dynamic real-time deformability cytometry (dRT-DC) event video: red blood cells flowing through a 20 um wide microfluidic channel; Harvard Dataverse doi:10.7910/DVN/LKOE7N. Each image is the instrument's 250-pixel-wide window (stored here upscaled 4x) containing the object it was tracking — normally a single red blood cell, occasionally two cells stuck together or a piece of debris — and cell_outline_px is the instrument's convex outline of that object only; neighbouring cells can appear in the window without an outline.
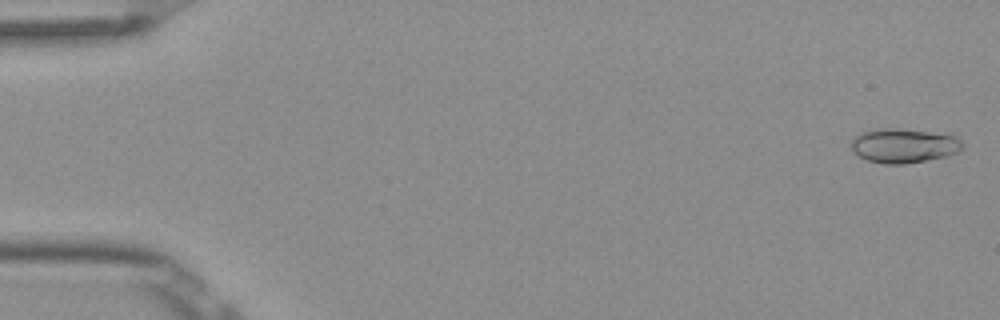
{"species": "Egyptian fruit bat (a non-hibernating species)", "species_latin": "Rousettus aegyptiacus", "temperature_condition": "room temperature", "stored_images_in_passage": 9, "camera_frame_rate_fps": 3000, "um_per_image_px": 0.085, "frame": {"image": 1, "passage_image": 1, "time_ms": 0.0, "image_size_px": [1000, 320], "cell_outline_px": [[964, 148], [960, 152], [948, 156], [928, 160], [904, 164], [884, 164], [868, 160], [852, 152], [852, 140], [860, 132], [872, 128], [896, 128], [952, 136], [960, 140], [964, 144]], "centroid_in_image_um": [76.8, 12.39], "position_along_channel_um": 8.2, "area_um2": 22.25}}
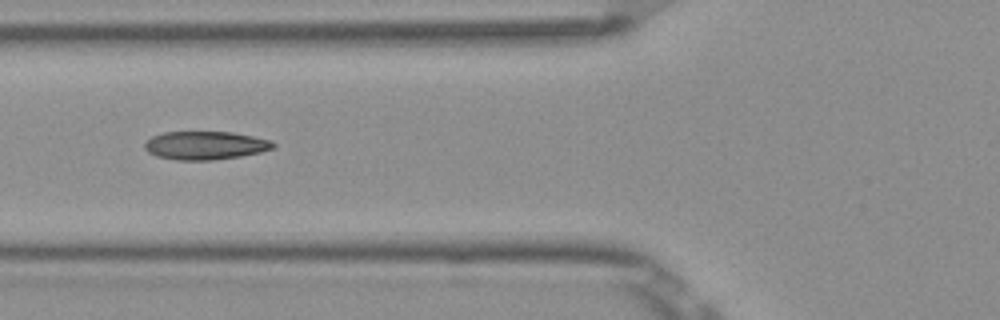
{"frame": {"image": 2, "passage_image": 6, "time_ms": 1.667, "image_size_px": [1000, 320], "cell_outline_px": [[276, 144], [272, 148], [260, 152], [240, 156], [212, 160], [176, 160], [156, 156], [148, 152], [144, 148], [144, 144], [152, 136], [164, 132], [232, 132], [272, 140]], "centroid_in_image_um": [17.44, 12.36], "position_along_channel_um": 108.4, "area_um2": 21.15}}
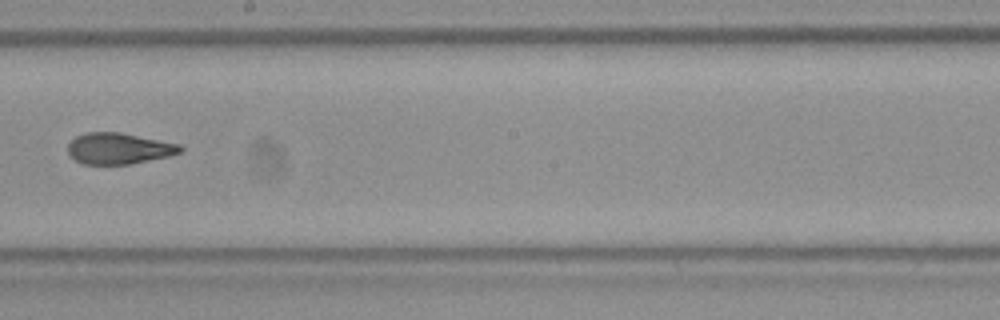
{"frame": {"image": 3, "passage_image": 9, "time_ms": 2.667, "image_size_px": [1000, 320], "cell_outline_px": [[184, 148], [180, 152], [168, 156], [128, 164], [84, 164], [76, 160], [68, 152], [68, 144], [76, 136], [88, 132], [120, 132], [180, 144]], "centroid_in_image_um": [10.1, 12.61], "position_along_channel_um": 238.1, "area_um2": 20.17}}